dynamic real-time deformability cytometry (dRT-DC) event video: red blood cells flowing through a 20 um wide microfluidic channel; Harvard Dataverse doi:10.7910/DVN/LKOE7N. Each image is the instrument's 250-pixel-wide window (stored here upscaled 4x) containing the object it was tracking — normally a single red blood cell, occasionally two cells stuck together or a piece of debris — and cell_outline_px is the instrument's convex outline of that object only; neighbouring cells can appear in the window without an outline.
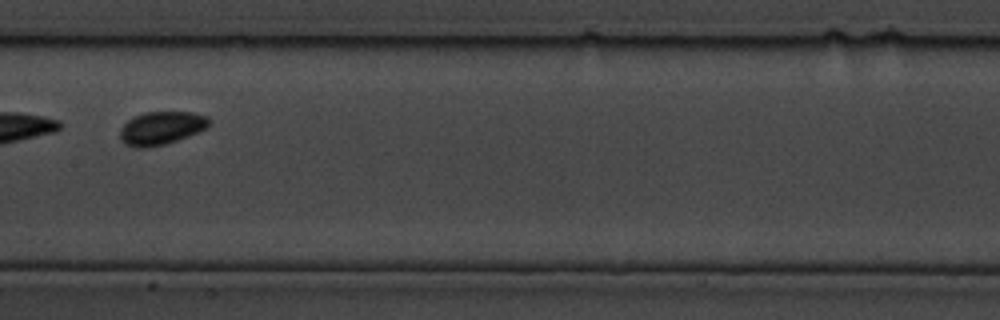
{"species": "common noctule bat (a hibernating species)", "species_latin": "Nyctalus noctula", "temperature_condition": "cold", "stored_images_in_passage": 13, "segment_of_instrument_passage": [2, 2], "camera_frame_rate_fps": 3000, "um_per_image_px": 0.085, "animal": {"sex": "male", "body_mass_g": 19.5, "forearm_length_mm": 54.6}, "frame": {"image": 1, "passage_image": 10, "time_ms": 3.0, "image_size_px": [1000, 320], "cell_outline_px": [[212, 120], [208, 128], [188, 136], [164, 144], [148, 148], [136, 148], [124, 144], [120, 140], [120, 128], [128, 120], [136, 116], [148, 112], [192, 112], [208, 116]], "centroid_in_image_um": [13.73, 10.89], "position_along_channel_um": 193.7, "area_um2": 17.34}}